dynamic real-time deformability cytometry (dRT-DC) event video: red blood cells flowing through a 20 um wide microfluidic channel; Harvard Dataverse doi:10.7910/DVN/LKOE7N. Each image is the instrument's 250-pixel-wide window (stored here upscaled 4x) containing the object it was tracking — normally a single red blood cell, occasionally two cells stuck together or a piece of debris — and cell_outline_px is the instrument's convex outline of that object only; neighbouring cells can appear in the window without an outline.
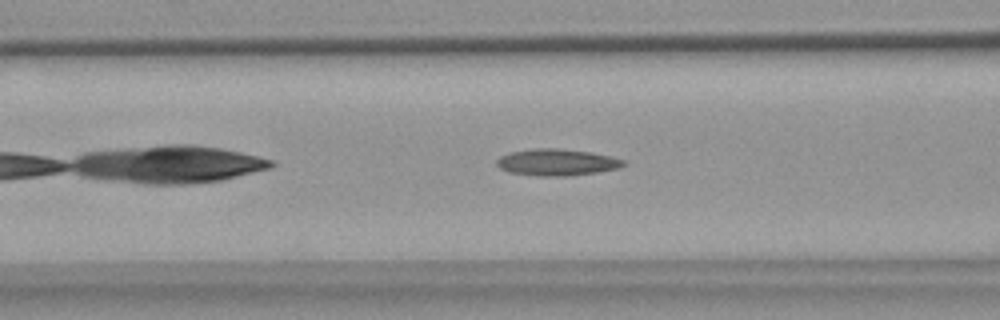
{"species": "common noctule bat (a hibernating species)", "species_latin": "Nyctalus noctula", "temperature_condition": "warm", "stored_images_in_passage": 42, "camera_frame_rate_fps": 3000, "um_per_image_px": 0.085, "animal": {"sex": "female", "body_mass_g": 18.4}, "frame": {"image": 1, "passage_image": 8, "time_ms": 2.333, "image_size_px": [1000, 320], "cell_outline_px": [[624, 164], [620, 168], [596, 172], [564, 176], [540, 176], [508, 172], [500, 168], [496, 164], [496, 160], [500, 156], [512, 152], [536, 148], [556, 148], [588, 152], [608, 156], [624, 160]], "centroid_in_image_um": [47.29, 13.8], "position_along_channel_um": 119.3, "area_um2": 19.36}}
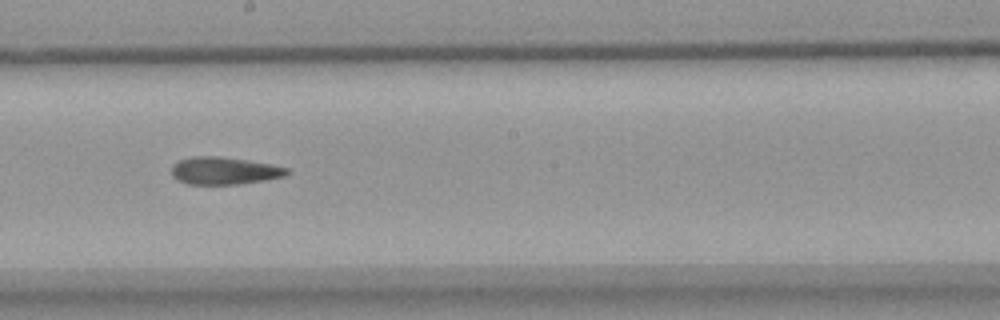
{"frame": {"image": 2, "passage_image": 17, "time_ms": 5.333, "image_size_px": [1000, 320], "cell_outline_px": [[292, 172], [284, 176], [264, 180], [236, 184], [188, 184], [172, 176], [172, 168], [180, 160], [192, 156], [220, 156], [248, 160], [272, 164], [288, 168]], "centroid_in_image_um": [19.11, 14.5], "position_along_channel_um": 229.1, "area_um2": 18.32}}
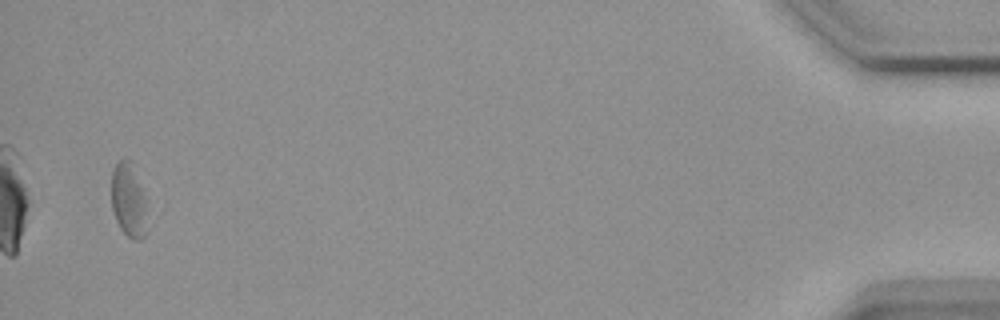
{"frame": {"image": 3, "passage_image": 40, "time_ms": 13.0, "image_size_px": [1000, 320], "cell_outline_px": [[148, 232], [140, 240], [136, 240], [128, 236], [120, 228], [116, 220], [112, 208], [112, 172], [116, 164], [120, 160], [132, 160], [144, 200]], "centroid_in_image_um": [10.93, 17.06], "position_along_channel_um": 424.3, "area_um2": 15.14}, "authors_computed_cell_mechanics": {"area_um2": 18.6405, "velocity_mm_per_s": 3.6742, "shape_relaxation_time_tau1_ms": null, "shape_relaxation_time_tau2_ms": 10.1876, "deformation_change_tau1": null, "deformation_change_tau2": 0.2345}}